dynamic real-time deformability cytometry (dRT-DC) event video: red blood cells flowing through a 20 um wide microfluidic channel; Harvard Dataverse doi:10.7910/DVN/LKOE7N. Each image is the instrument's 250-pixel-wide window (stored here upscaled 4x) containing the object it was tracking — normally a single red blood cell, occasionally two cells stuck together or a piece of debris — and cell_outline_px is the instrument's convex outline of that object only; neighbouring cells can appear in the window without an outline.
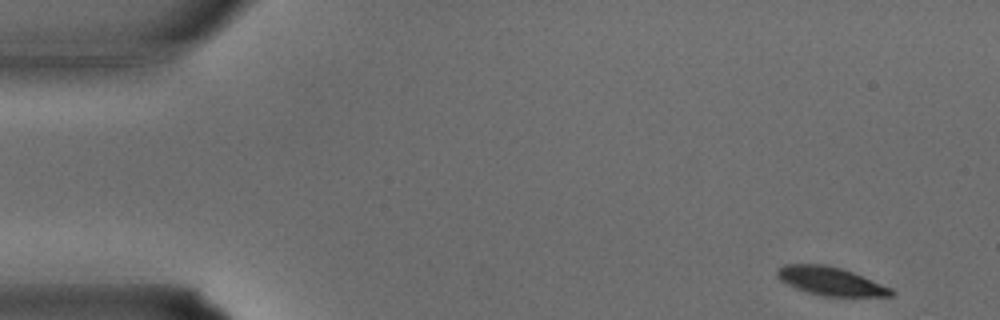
{"species": "common noctule bat (a hibernating species)", "species_latin": "Nyctalus noctula", "temperature_condition": "warm", "stored_images_in_passage": 33, "camera_frame_rate_fps": 3000, "um_per_image_px": 0.085, "animal": {"sex": "male", "body_mass_g": 15.6}, "frame": {"image": 1, "passage_image": 1, "time_ms": 0.0, "image_size_px": [1000, 320], "cell_outline_px": [[896, 292], [892, 296], [824, 296], [808, 292], [796, 288], [780, 280], [776, 276], [776, 268], [784, 264], [824, 264], [840, 268], [852, 272], [892, 288]], "centroid_in_image_um": [70.58, 23.89], "position_along_channel_um": 14.4, "area_um2": 18.79}}
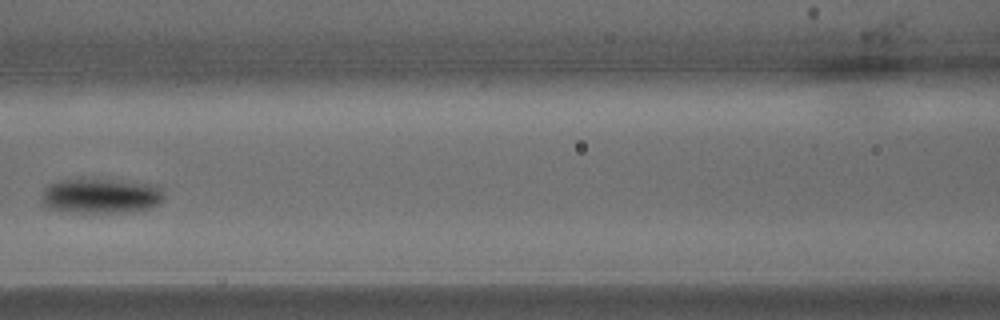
{"frame": {"image": 2, "passage_image": 14, "time_ms": 4.333, "image_size_px": [1000, 320], "cell_outline_px": [[164, 200], [160, 204], [148, 208], [132, 212], [76, 212], [48, 208], [40, 204], [40, 196], [44, 188], [48, 184], [56, 180], [96, 176], [160, 184], [164, 188]], "centroid_in_image_um": [8.6, 16.58], "position_along_channel_um": 158.0, "area_um2": 26.65}}
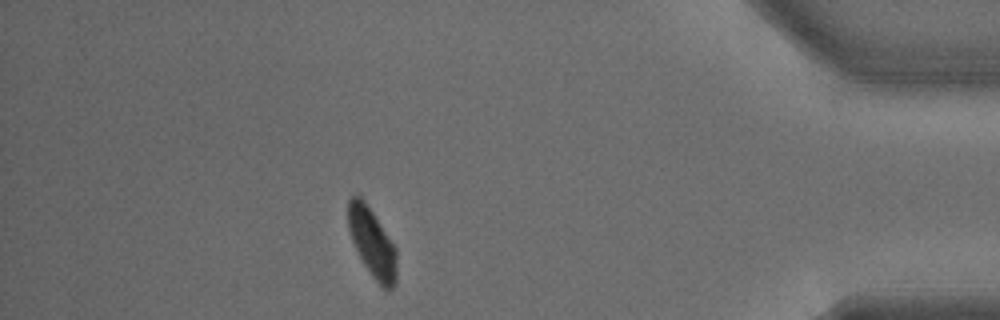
{"frame": {"image": 3, "passage_image": 29, "time_ms": 9.333, "image_size_px": [1000, 320], "cell_outline_px": [[396, 284], [388, 292], [372, 276], [364, 264], [352, 240], [348, 228], [348, 200], [352, 196], [360, 196], [364, 200], [396, 248]], "centroid_in_image_um": [31.64, 20.65], "position_along_channel_um": 403.6, "area_um2": 19.13}}